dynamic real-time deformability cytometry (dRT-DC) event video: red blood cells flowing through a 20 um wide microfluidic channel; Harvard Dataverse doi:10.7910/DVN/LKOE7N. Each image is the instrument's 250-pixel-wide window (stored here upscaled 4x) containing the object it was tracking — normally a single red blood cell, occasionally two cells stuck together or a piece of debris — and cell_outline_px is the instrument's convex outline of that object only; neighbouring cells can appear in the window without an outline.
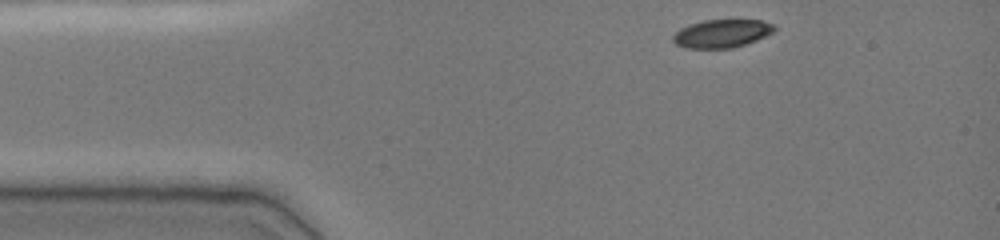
{"species": "common noctule bat (a hibernating species)", "species_latin": "Nyctalus noctula", "temperature_condition": "cold", "stored_images_in_passage": 37, "camera_frame_rate_fps": 3000, "um_per_image_px": 0.085, "animal": {"sex": "female", "body_mass_g": 19.0, "forearm_length_mm": 51.5}, "frame": {"image": 1, "passage_image": 1, "time_ms": 0.0, "image_size_px": [1000, 240], "cell_outline_px": [[776, 28], [772, 32], [756, 40], [732, 48], [684, 48], [676, 44], [672, 40], [672, 36], [680, 28], [688, 24], [704, 20], [760, 20], [776, 24]], "centroid_in_image_um": [61.33, 2.84], "position_along_channel_um": 23.7, "area_um2": 16.65}}
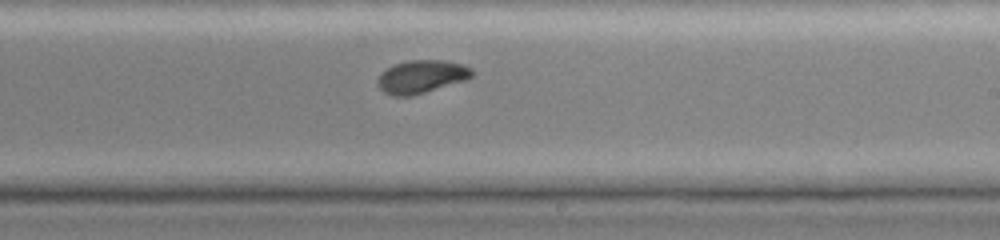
{"frame": {"image": 2, "passage_image": 23, "time_ms": 7.333, "image_size_px": [1000, 240], "cell_outline_px": [[476, 72], [468, 80], [412, 96], [392, 96], [384, 92], [376, 84], [376, 80], [388, 68], [396, 64], [408, 60], [440, 60], [464, 64], [472, 68]], "centroid_in_image_um": [35.88, 6.52], "position_along_channel_um": 253.1, "area_um2": 18.32}}
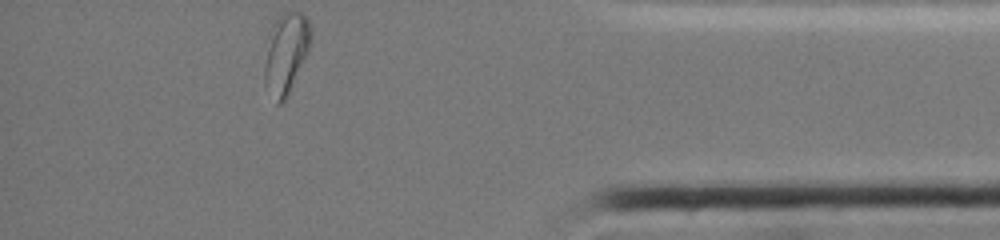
{"frame": {"image": 3, "passage_image": 37, "time_ms": 12.0, "image_size_px": [1000, 240], "cell_outline_px": [[312, 36], [308, 52], [288, 96], [280, 104], [276, 104], [264, 84], [264, 68], [272, 28], [276, 20], [284, 12], [300, 12], [308, 20], [312, 28]], "centroid_in_image_um": [24.34, 4.57], "position_along_channel_um": 410.9, "area_um2": 21.5}, "authors_computed_cell_mechanics": {"area_um2": 18.496, "velocity_mm_per_s": 3.8815, "shape_relaxation_time_tau1_ms": 3.7846, "shape_relaxation_time_tau2_ms": 3.6269, "deformation_change_tau1": 0.1409, "deformation_change_tau2": 0.0581}}